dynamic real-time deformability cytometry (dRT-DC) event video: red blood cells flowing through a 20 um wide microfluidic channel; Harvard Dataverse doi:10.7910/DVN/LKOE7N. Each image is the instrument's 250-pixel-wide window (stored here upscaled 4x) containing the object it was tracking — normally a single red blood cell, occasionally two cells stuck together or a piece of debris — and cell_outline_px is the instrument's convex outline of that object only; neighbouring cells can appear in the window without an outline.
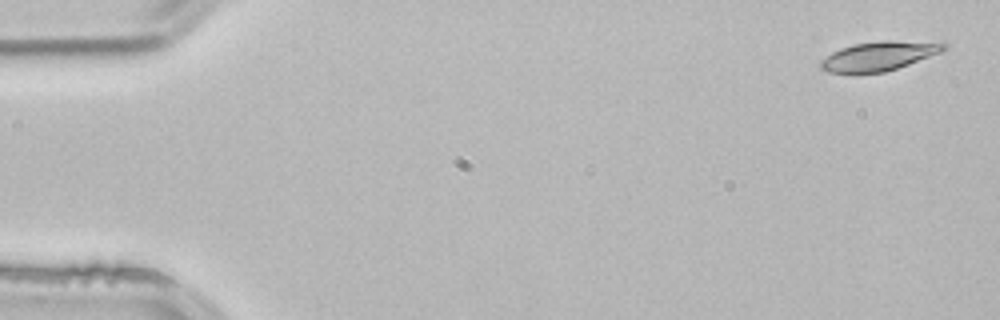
{"species": "common noctule bat (a hibernating species)", "species_latin": "Nyctalus noctula", "temperature_condition": "room temperature", "stored_images_in_passage": 3, "camera_frame_rate_fps": 3000, "um_per_image_px": 0.085, "animal": {"sex": "male", "body_mass_g": 21.5, "forearm_length_mm": 52.0}, "frame": {"image": 1, "passage_image": 1, "time_ms": 0.0, "image_size_px": [1000, 320], "cell_outline_px": [[948, 48], [940, 52], [908, 64], [884, 72], [828, 72], [820, 68], [820, 60], [832, 52], [840, 48], [852, 44], [880, 40], [944, 40], [948, 44]], "centroid_in_image_um": [74.81, 4.7], "position_along_channel_um": 10.2, "area_um2": 21.33}}